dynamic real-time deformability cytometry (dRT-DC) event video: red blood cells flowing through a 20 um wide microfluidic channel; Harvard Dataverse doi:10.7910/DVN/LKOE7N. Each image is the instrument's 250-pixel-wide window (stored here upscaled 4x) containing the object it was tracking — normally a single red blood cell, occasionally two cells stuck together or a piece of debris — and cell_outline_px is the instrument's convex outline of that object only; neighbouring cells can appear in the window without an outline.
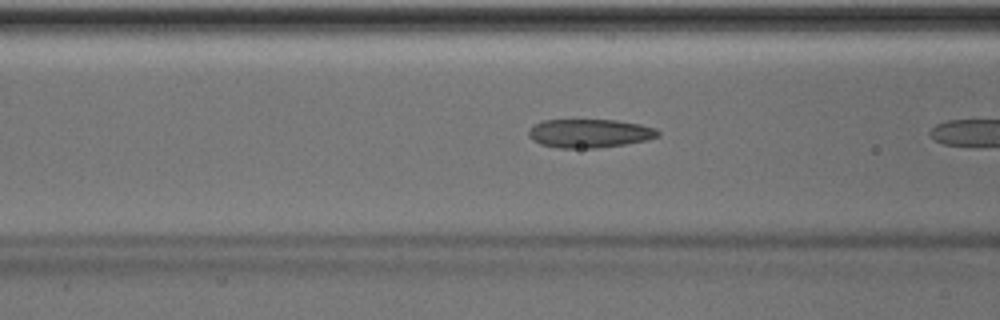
{"species": "Egyptian fruit bat (a non-hibernating species)", "species_latin": "Rousettus aegyptiacus", "temperature_condition": "room temperature", "stored_images_in_passage": 6, "camera_frame_rate_fps": 3000, "um_per_image_px": 0.085, "animal": {"sex": "male"}, "frame": {"image": 1, "passage_image": 5, "time_ms": 1.333, "image_size_px": [1000, 320], "cell_outline_px": [[660, 136], [644, 140], [624, 144], [596, 148], [560, 148], [540, 144], [532, 140], [528, 136], [528, 132], [536, 124], [544, 120], [616, 120], [640, 124], [656, 128], [660, 132]], "centroid_in_image_um": [50.12, 11.33], "position_along_channel_um": 116.5, "area_um2": 21.44}}